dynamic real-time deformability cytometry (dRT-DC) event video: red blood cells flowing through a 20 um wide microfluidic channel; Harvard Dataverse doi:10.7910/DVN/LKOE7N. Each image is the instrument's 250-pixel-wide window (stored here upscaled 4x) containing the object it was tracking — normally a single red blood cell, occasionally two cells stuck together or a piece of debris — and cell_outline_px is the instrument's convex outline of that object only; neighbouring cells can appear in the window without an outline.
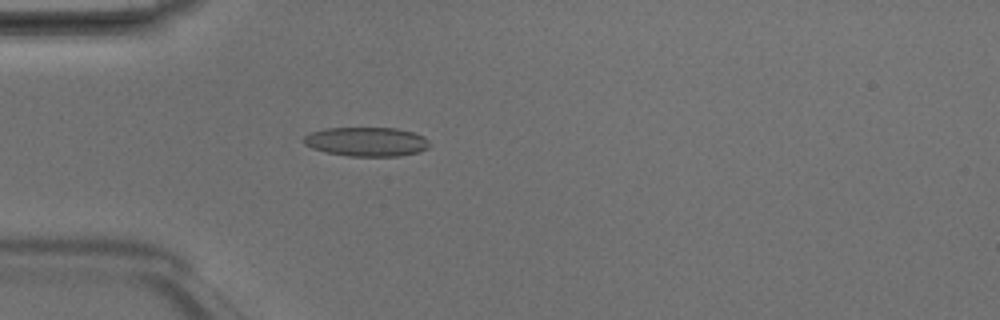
{"species": "Egyptian fruit bat (a non-hibernating species)", "species_latin": "Rousettus aegyptiacus", "temperature_condition": "room temperature", "stored_images_in_passage": 4, "camera_frame_rate_fps": 3000, "um_per_image_px": 0.085, "animal": {"sex": "male"}, "frame": {"image": 1, "passage_image": 4, "time_ms": 1.0, "image_size_px": [1000, 320], "cell_outline_px": [[428, 148], [420, 152], [400, 156], [348, 156], [324, 152], [312, 148], [304, 144], [300, 140], [308, 132], [324, 128], [396, 128], [412, 132], [424, 136], [428, 140]], "centroid_in_image_um": [31.1, 12.04], "position_along_channel_um": 53.9, "area_um2": 21.68}}